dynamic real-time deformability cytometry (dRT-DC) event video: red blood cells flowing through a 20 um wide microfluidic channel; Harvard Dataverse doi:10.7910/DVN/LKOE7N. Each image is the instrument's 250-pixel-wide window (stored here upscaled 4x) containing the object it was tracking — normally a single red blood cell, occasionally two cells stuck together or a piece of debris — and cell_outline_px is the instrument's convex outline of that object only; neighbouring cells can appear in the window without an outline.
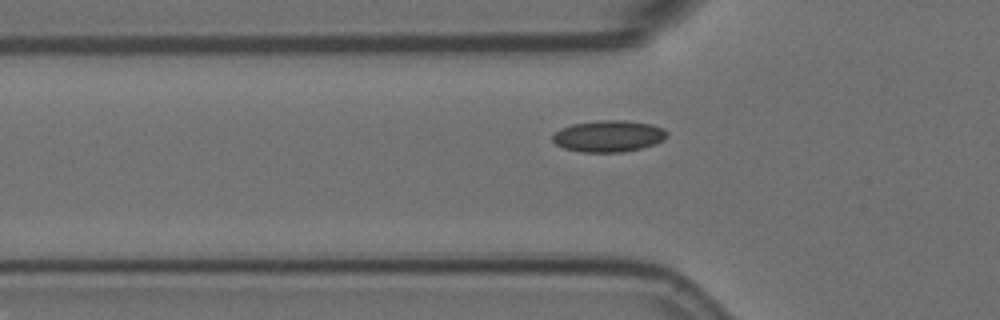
{"species": "Egyptian fruit bat (a non-hibernating species)", "species_latin": "Rousettus aegyptiacus", "temperature_condition": "room temperature", "stored_images_in_passage": 11, "camera_frame_rate_fps": 3000, "um_per_image_px": 0.085, "animal": {"sex": "female"}, "frame": {"image": 1, "passage_image": 2, "time_ms": 0.333, "image_size_px": [1000, 320], "cell_outline_px": [[668, 136], [664, 140], [656, 144], [640, 148], [620, 152], [584, 152], [564, 148], [556, 144], [552, 140], [552, 136], [560, 128], [572, 124], [596, 120], [624, 120], [652, 124], [664, 128], [668, 132]], "centroid_in_image_um": [51.75, 11.56], "position_along_channel_um": 74.0, "area_um2": 21.15}}
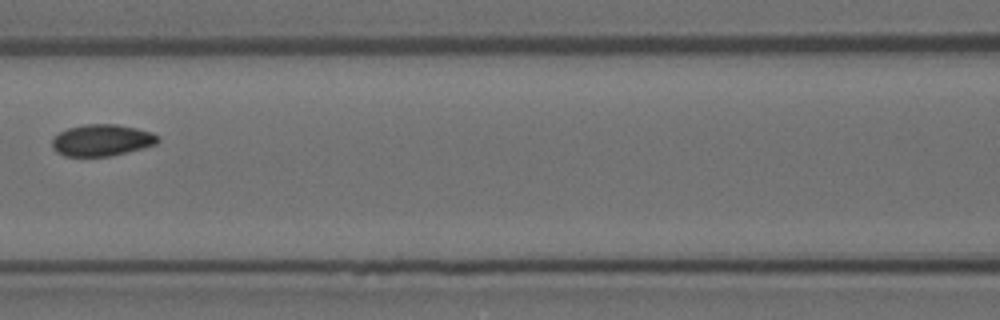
{"frame": {"image": 2, "passage_image": 4, "time_ms": 1.0, "image_size_px": [1000, 320], "cell_outline_px": [[160, 140], [156, 144], [144, 148], [112, 156], [64, 156], [56, 152], [52, 148], [52, 140], [60, 132], [68, 128], [84, 124], [116, 124], [136, 128], [152, 132], [160, 136]], "centroid_in_image_um": [8.68, 11.92], "position_along_channel_um": 157.9, "area_um2": 19.65}}
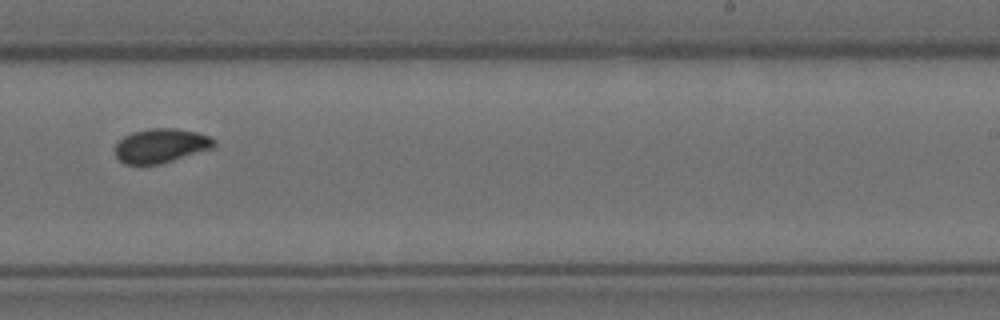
{"frame": {"image": 3, "passage_image": 7, "time_ms": 2.0, "image_size_px": [1000, 320], "cell_outline_px": [[216, 144], [212, 148], [160, 164], [124, 164], [116, 156], [116, 144], [124, 136], [132, 132], [152, 128], [176, 128], [196, 132], [212, 136], [216, 140]], "centroid_in_image_um": [13.7, 12.37], "position_along_channel_um": 275.3, "area_um2": 19.65}}